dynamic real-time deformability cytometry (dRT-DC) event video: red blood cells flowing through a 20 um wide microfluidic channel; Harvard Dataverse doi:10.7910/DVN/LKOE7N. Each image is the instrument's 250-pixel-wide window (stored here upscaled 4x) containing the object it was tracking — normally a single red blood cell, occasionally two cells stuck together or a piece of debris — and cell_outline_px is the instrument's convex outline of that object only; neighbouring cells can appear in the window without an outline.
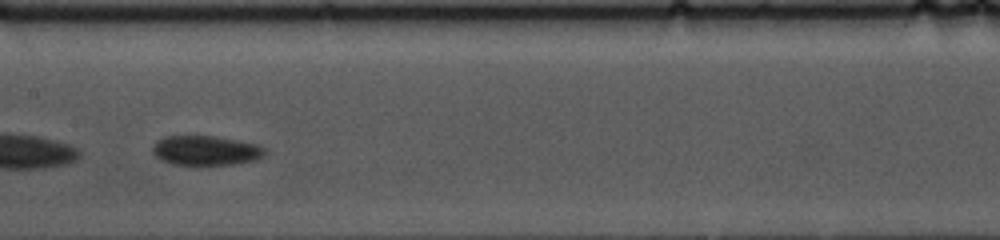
{"species": "common noctule bat (a hibernating species)", "species_latin": "Nyctalus noctula", "temperature_condition": "cold", "stored_images_in_passage": 35, "camera_frame_rate_fps": 3000, "um_per_image_px": 0.085, "animal": {"sex": "female", "body_mass_g": 10.0, "forearm_length_mm": 53.1}, "frame": {"image": 1, "passage_image": 20, "time_ms": 6.333, "image_size_px": [1000, 240], "cell_outline_px": [[264, 152], [256, 160], [232, 164], [176, 164], [164, 160], [156, 156], [152, 152], [152, 144], [164, 136], [216, 136], [240, 140], [256, 144], [264, 148]], "centroid_in_image_um": [17.47, 12.77], "position_along_channel_um": 189.9, "area_um2": 19.07}}